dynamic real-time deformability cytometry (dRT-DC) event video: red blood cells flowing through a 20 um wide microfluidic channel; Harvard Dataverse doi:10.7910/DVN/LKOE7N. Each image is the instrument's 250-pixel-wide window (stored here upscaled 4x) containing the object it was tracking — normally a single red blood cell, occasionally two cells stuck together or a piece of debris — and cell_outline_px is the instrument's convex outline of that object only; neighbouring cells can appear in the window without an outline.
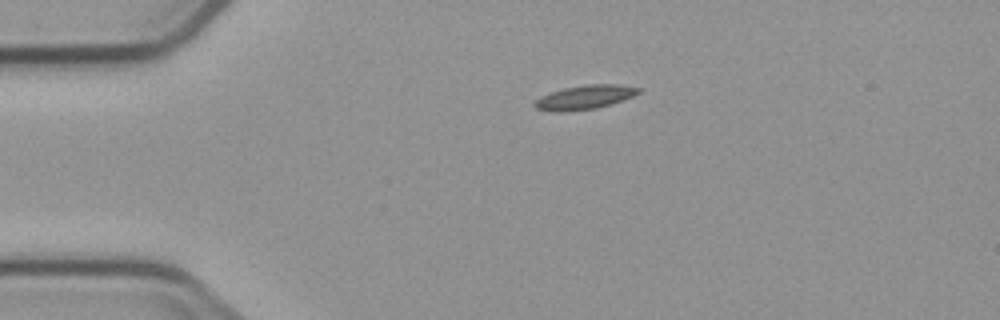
{"species": "common noctule bat (a hibernating species)", "species_latin": "Nyctalus noctula", "temperature_condition": "cold", "stored_images_in_passage": 6, "camera_frame_rate_fps": 3000, "um_per_image_px": 0.085, "animal": {"sex": "male", "body_mass_g": 23.1, "forearm_length_mm": 52.7}, "frame": {"image": 1, "passage_image": 6, "time_ms": 6.333, "image_size_px": [1000, 320], "cell_outline_px": [[640, 92], [632, 96], [596, 108], [536, 108], [532, 104], [540, 96], [564, 88], [584, 84], [616, 84], [640, 88]], "centroid_in_image_um": [49.77, 8.18], "position_along_channel_um": 35.2, "area_um2": 13.35}}